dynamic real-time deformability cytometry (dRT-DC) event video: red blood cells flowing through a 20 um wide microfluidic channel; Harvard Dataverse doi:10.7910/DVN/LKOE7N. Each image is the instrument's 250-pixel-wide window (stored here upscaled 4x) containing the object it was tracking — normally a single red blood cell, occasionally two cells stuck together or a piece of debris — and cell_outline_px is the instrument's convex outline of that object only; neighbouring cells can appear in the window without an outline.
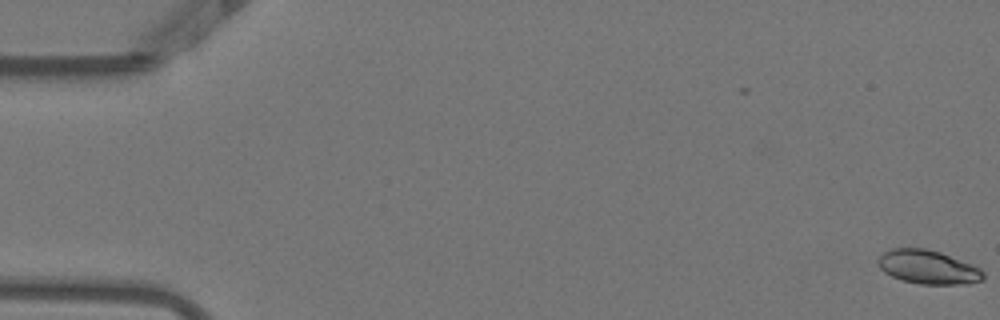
{"species": "Egyptian fruit bat (a non-hibernating species)", "species_latin": "Rousettus aegyptiacus", "temperature_condition": "warm", "stored_images_in_passage": 54, "camera_frame_rate_fps": 3000, "um_per_image_px": 0.085, "animal": {"sex": "female"}, "frame": {"image": 1, "passage_image": 1, "time_ms": 0.0, "image_size_px": [1000, 320], "cell_outline_px": [[984, 280], [968, 284], [920, 284], [900, 280], [884, 272], [880, 268], [880, 256], [884, 252], [892, 248], [924, 248], [940, 252], [972, 264], [980, 268], [984, 272]], "centroid_in_image_um": [78.92, 22.71], "position_along_channel_um": 6.1, "area_um2": 20.69}}
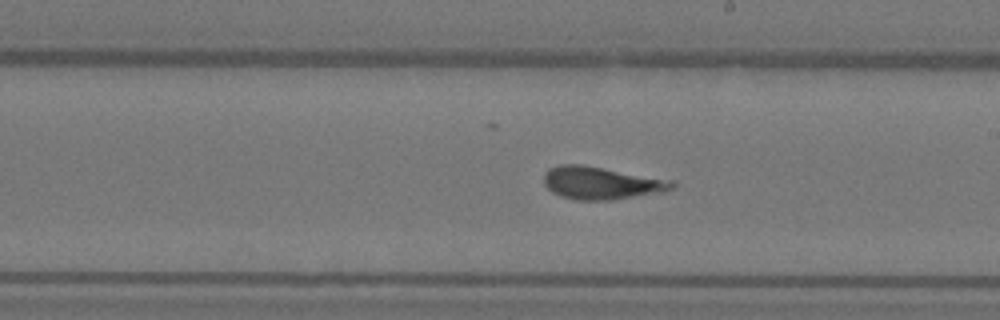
{"frame": {"image": 2, "passage_image": 31, "time_ms": 10.0, "image_size_px": [1000, 320], "cell_outline_px": [[676, 184], [672, 188], [664, 192], [612, 200], [576, 200], [560, 196], [552, 192], [544, 184], [544, 172], [548, 168], [560, 164], [584, 164], [676, 180]], "centroid_in_image_um": [51.14, 15.54], "position_along_channel_um": 237.9, "area_um2": 24.91}}
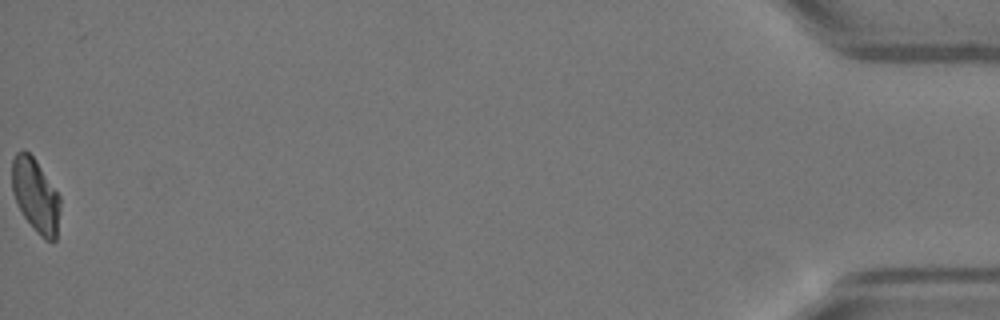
{"frame": {"image": 3, "passage_image": 54, "time_ms": 17.667, "image_size_px": [1000, 320], "cell_outline_px": [[60, 208], [56, 240], [44, 240], [36, 232], [24, 216], [12, 192], [12, 160], [16, 152], [24, 148], [36, 160], [60, 196]], "centroid_in_image_um": [3.02, 16.59], "position_along_channel_um": 432.2, "area_um2": 20.63}}